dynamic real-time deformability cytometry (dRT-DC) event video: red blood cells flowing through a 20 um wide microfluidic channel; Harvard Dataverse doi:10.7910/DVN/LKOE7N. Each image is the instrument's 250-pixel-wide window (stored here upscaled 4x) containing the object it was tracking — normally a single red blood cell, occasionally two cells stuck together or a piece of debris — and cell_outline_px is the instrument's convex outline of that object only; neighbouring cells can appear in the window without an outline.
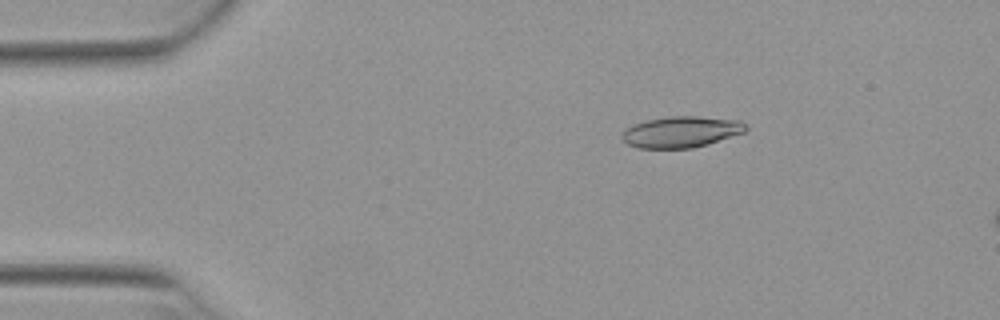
{"species": "Egyptian fruit bat (a non-hibernating species)", "species_latin": "Rousettus aegyptiacus", "temperature_condition": "warm", "stored_images_in_passage": 8, "camera_frame_rate_fps": 3000, "um_per_image_px": 0.085, "animal": {"sex": "female"}, "frame": {"image": 1, "passage_image": 2, "time_ms": 0.333, "image_size_px": [1000, 320], "cell_outline_px": [[748, 128], [744, 132], [708, 144], [692, 148], [636, 148], [628, 144], [624, 140], [624, 132], [628, 128], [636, 124], [648, 120], [672, 116], [696, 116], [740, 120]], "centroid_in_image_um": [57.95, 11.21], "position_along_channel_um": 27.1, "area_um2": 22.08}}